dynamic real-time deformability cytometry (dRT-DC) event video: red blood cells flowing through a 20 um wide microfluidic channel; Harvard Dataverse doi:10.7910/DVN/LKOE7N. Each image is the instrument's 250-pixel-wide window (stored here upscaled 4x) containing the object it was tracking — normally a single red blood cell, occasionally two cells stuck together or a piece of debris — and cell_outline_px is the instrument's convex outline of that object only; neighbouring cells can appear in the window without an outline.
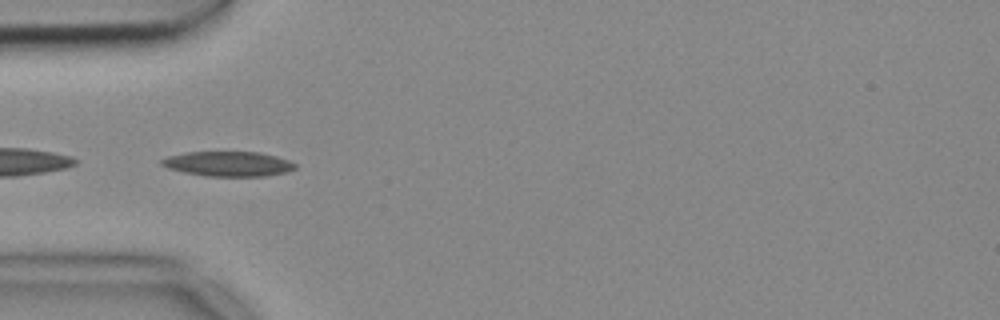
{"species": "common noctule bat (a hibernating species)", "species_latin": "Nyctalus noctula", "temperature_condition": "cold", "stored_images_in_passage": 38, "camera_frame_rate_fps": 3000, "um_per_image_px": 0.085, "animal": {"sex": "female", "body_mass_g": 18.4}, "frame": {"image": 1, "passage_image": 16, "time_ms": 5.0, "image_size_px": [1000, 320], "cell_outline_px": [[296, 168], [288, 172], [264, 176], [204, 176], [184, 172], [168, 168], [160, 164], [160, 160], [168, 156], [188, 152], [260, 152], [276, 156], [288, 160], [296, 164]], "centroid_in_image_um": [19.41, 13.93], "position_along_channel_um": 65.6, "area_um2": 19.36}}
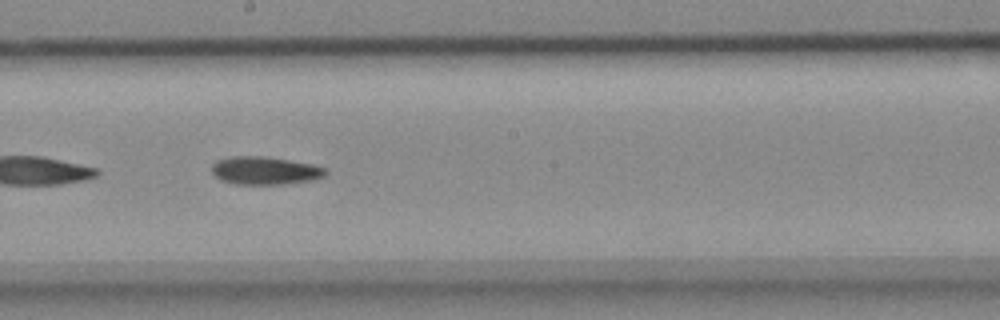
{"frame": {"image": 2, "passage_image": 29, "time_ms": 9.333, "image_size_px": [1000, 320], "cell_outline_px": [[328, 172], [324, 176], [312, 180], [284, 184], [236, 184], [220, 180], [212, 172], [212, 164], [216, 160], [232, 156], [264, 156], [312, 164], [328, 168]], "centroid_in_image_um": [22.53, 14.5], "position_along_channel_um": 225.7, "area_um2": 18.61}}
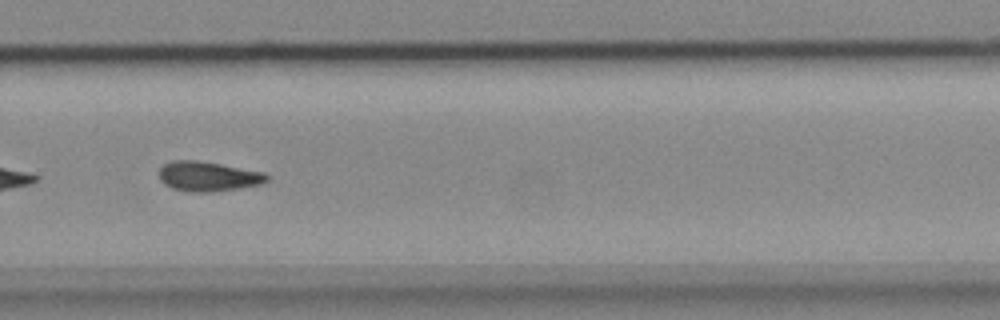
{"frame": {"image": 3, "passage_image": 36, "time_ms": 11.667, "image_size_px": [1000, 320], "cell_outline_px": [[268, 180], [264, 184], [216, 192], [188, 192], [172, 188], [164, 184], [160, 180], [160, 168], [164, 164], [176, 160], [196, 160], [220, 164], [264, 172], [268, 176]], "centroid_in_image_um": [17.71, 15.01], "position_along_channel_um": 312.1, "area_um2": 18.79}}